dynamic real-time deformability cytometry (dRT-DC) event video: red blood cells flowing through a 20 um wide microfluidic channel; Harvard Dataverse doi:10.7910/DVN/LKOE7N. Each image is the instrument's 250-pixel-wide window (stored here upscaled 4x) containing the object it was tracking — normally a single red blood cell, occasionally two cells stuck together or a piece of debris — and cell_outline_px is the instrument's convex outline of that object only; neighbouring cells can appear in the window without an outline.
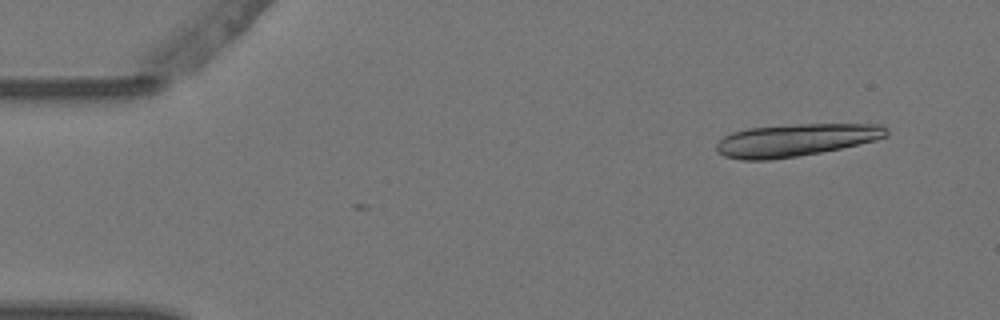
{"species": "Egyptian fruit bat (a non-hibernating species)", "species_latin": "Rousettus aegyptiacus", "temperature_condition": "warm", "stored_images_in_passage": 6, "camera_frame_rate_fps": 3000, "um_per_image_px": 0.085, "animal": {"sex": "female"}, "frame": {"image": 1, "passage_image": 1, "time_ms": 0.0, "image_size_px": [1000, 320], "cell_outline_px": [[888, 136], [876, 140], [840, 148], [820, 152], [796, 156], [768, 160], [744, 160], [724, 156], [716, 152], [716, 144], [724, 136], [732, 132], [748, 128], [796, 124], [884, 124], [888, 128]], "centroid_in_image_um": [67.64, 11.9], "position_along_channel_um": 17.4, "area_um2": 32.19}}
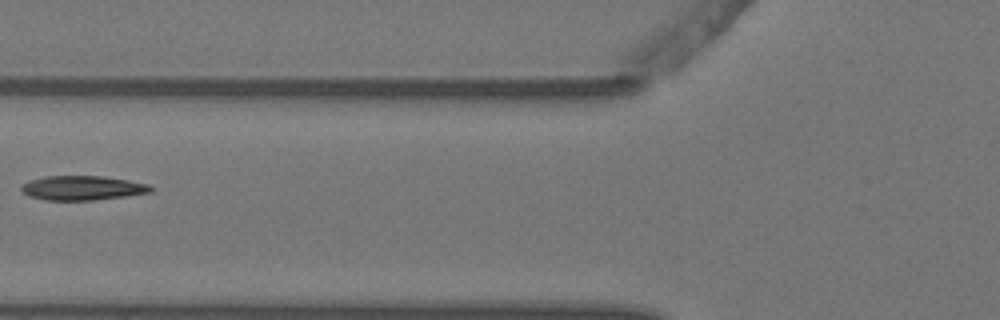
{"frame": {"image": 2, "passage_image": 5, "time_ms": 1.333, "image_size_px": [1000, 320], "cell_outline_px": [[156, 188], [152, 192], [124, 196], [92, 200], [44, 200], [28, 196], [20, 188], [24, 184], [32, 180], [44, 176], [104, 176], [128, 180], [148, 184]], "centroid_in_image_um": [7.04, 15.97], "position_along_channel_um": 118.8, "area_um2": 18.32}}
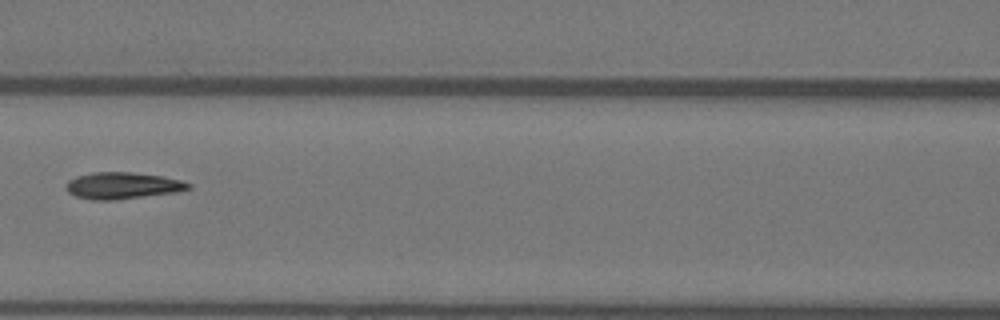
{"frame": {"image": 3, "passage_image": 6, "time_ms": 1.667, "image_size_px": [1000, 320], "cell_outline_px": [[192, 188], [176, 192], [112, 200], [92, 200], [76, 196], [68, 192], [64, 188], [68, 180], [76, 176], [92, 172], [132, 172], [164, 176], [180, 180], [192, 184]], "centroid_in_image_um": [10.4, 15.77], "position_along_channel_um": 156.2, "area_um2": 19.07}}